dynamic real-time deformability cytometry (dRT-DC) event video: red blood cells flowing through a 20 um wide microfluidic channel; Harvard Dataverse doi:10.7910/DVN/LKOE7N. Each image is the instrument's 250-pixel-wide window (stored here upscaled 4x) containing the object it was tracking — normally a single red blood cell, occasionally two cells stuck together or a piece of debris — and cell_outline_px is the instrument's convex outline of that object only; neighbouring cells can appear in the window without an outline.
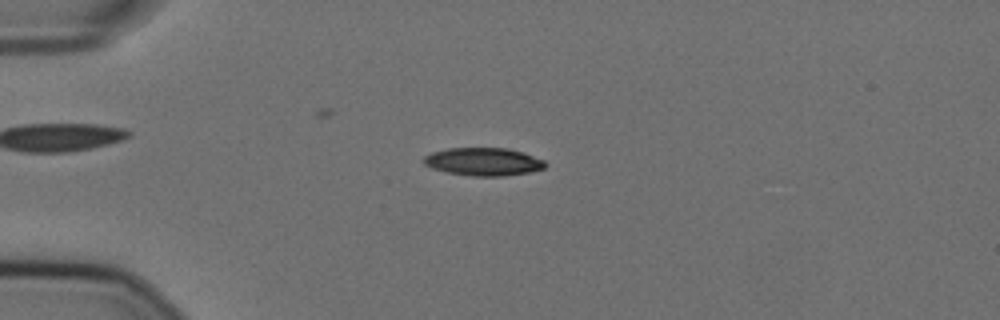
{"species": "Egyptian fruit bat (a non-hibernating species)", "species_latin": "Rousettus aegyptiacus", "temperature_condition": "cold", "stored_images_in_passage": 45, "camera_frame_rate_fps": 3000, "um_per_image_px": 0.085, "animal": {"sex": "female"}, "frame": {"image": 1, "passage_image": 5, "time_ms": 1.333, "image_size_px": [1000, 320], "cell_outline_px": [[548, 164], [544, 168], [528, 172], [504, 176], [472, 176], [448, 172], [432, 168], [424, 164], [424, 156], [432, 152], [448, 148], [508, 148], [524, 152], [544, 160]], "centroid_in_image_um": [41.11, 13.74], "position_along_channel_um": 43.9, "area_um2": 19.77}}
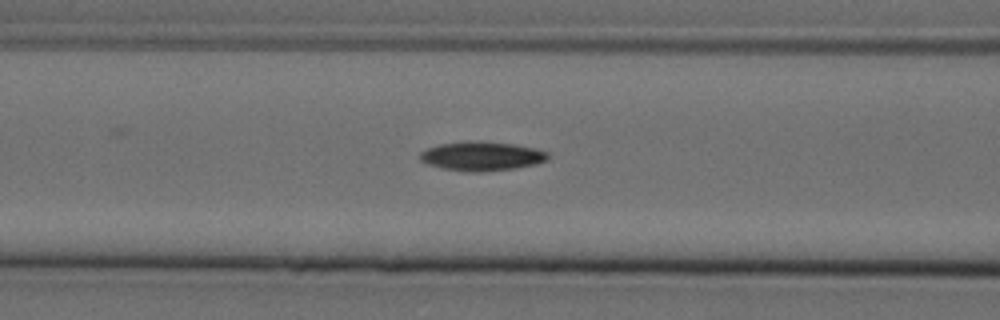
{"frame": {"image": 2, "passage_image": 14, "time_ms": 4.333, "image_size_px": [1000, 320], "cell_outline_px": [[548, 160], [536, 164], [516, 168], [480, 172], [468, 172], [440, 168], [428, 164], [420, 160], [420, 152], [428, 148], [440, 144], [512, 144], [536, 148], [548, 152]], "centroid_in_image_um": [40.98, 13.33], "position_along_channel_um": 125.6, "area_um2": 20.75}}
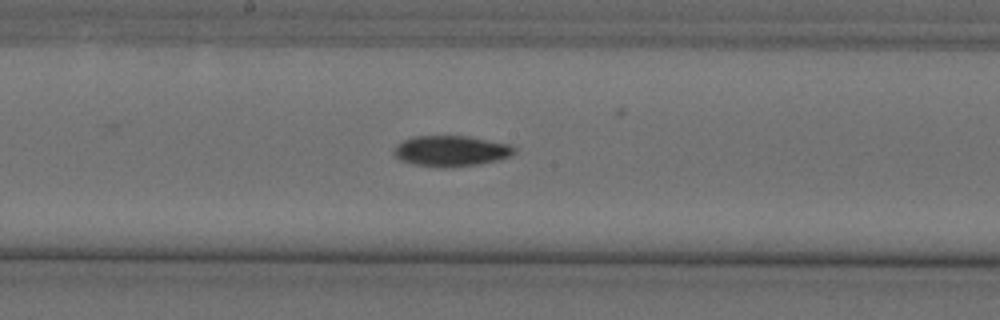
{"frame": {"image": 3, "passage_image": 21, "time_ms": 6.667, "image_size_px": [1000, 320], "cell_outline_px": [[516, 152], [512, 156], [480, 164], [452, 168], [440, 168], [412, 164], [400, 160], [392, 152], [396, 144], [412, 136], [468, 136], [508, 144], [516, 148]], "centroid_in_image_um": [38.32, 12.85], "position_along_channel_um": 209.9, "area_um2": 21.85}}